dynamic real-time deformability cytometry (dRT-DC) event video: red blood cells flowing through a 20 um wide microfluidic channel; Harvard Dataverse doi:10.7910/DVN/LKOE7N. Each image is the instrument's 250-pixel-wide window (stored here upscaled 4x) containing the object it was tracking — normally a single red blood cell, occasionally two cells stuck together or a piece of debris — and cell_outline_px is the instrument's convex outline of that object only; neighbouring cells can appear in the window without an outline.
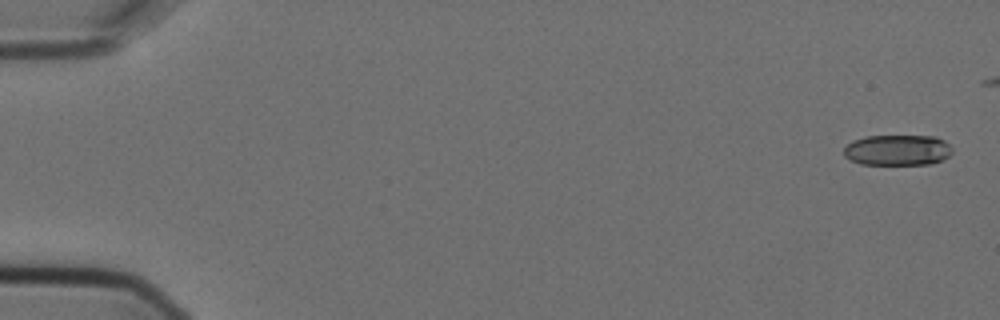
{"species": "Egyptian fruit bat (a non-hibernating species)", "species_latin": "Rousettus aegyptiacus", "temperature_condition": "cold", "stored_images_in_passage": 8, "camera_frame_rate_fps": 3000, "um_per_image_px": 0.085, "animal": {"sex": "female"}, "frame": {"image": 1, "passage_image": 1, "time_ms": 0.0, "image_size_px": [1000, 320], "cell_outline_px": [[952, 152], [948, 156], [932, 164], [860, 164], [844, 156], [844, 148], [852, 140], [864, 136], [936, 136], [944, 140], [952, 148]], "centroid_in_image_um": [76.28, 12.75], "position_along_channel_um": 8.7, "area_um2": 19.42}}
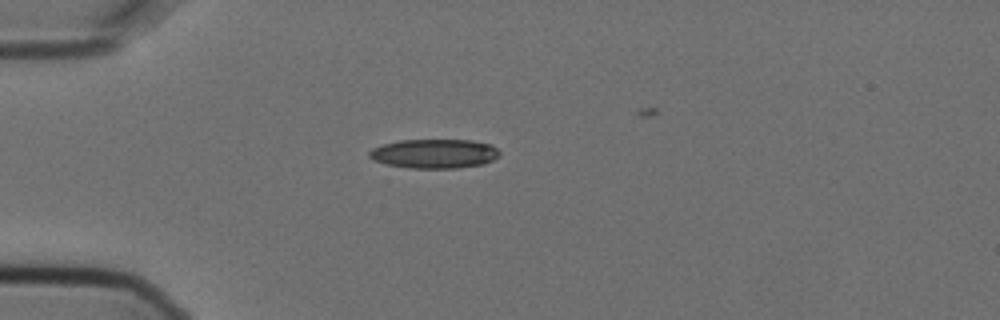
{"frame": {"image": 2, "passage_image": 5, "time_ms": 1.333, "image_size_px": [1000, 320], "cell_outline_px": [[500, 156], [484, 164], [456, 168], [412, 168], [388, 164], [372, 160], [368, 156], [368, 152], [372, 148], [384, 144], [400, 140], [472, 140], [492, 144], [500, 152]], "centroid_in_image_um": [36.94, 13.05], "position_along_channel_um": 48.1, "area_um2": 22.25}}
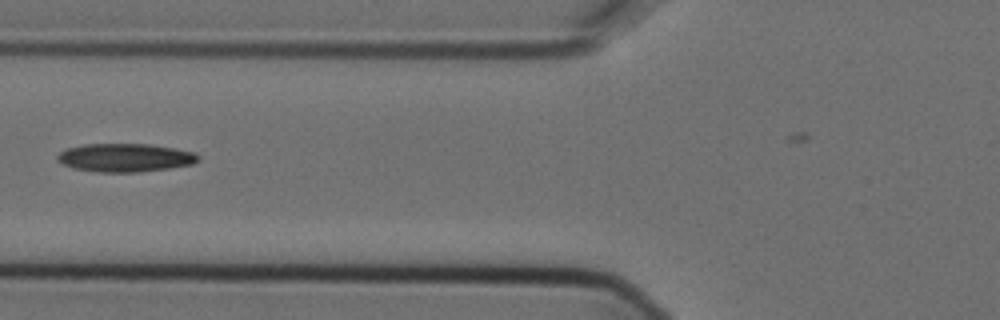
{"frame": {"image": 3, "passage_image": 7, "time_ms": 2.0, "image_size_px": [1000, 320], "cell_outline_px": [[200, 160], [192, 164], [168, 168], [140, 172], [100, 172], [72, 168], [64, 164], [56, 156], [64, 148], [84, 144], [148, 144], [176, 148], [196, 152], [200, 156]], "centroid_in_image_um": [10.67, 13.39], "position_along_channel_um": 115.1, "area_um2": 23.35}}